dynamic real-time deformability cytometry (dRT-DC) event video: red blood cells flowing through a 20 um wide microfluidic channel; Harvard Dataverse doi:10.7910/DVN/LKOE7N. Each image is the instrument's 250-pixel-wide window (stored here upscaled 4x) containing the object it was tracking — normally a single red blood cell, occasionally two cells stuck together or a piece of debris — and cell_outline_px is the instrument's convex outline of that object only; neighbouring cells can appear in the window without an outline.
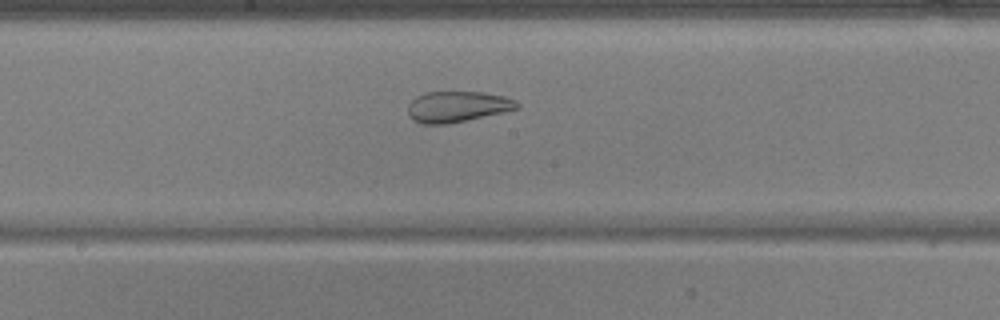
{"species": "common noctule bat (a hibernating species)", "species_latin": "Nyctalus noctula", "temperature_condition": "warm", "stored_images_in_passage": 48, "camera_frame_rate_fps": 3000, "um_per_image_px": 0.085, "animal": {"sex": "male", "body_mass_g": 17.9, "forearm_length_mm": 54.2}, "frame": {"image": 1, "passage_image": 27, "time_ms": 8.667, "image_size_px": [1000, 320], "cell_outline_px": [[520, 108], [504, 112], [448, 124], [424, 124], [412, 120], [408, 116], [408, 104], [416, 96], [428, 92], [480, 92], [504, 96], [516, 100], [520, 104]], "centroid_in_image_um": [38.87, 9.07], "position_along_channel_um": 209.3, "area_um2": 19.71}}
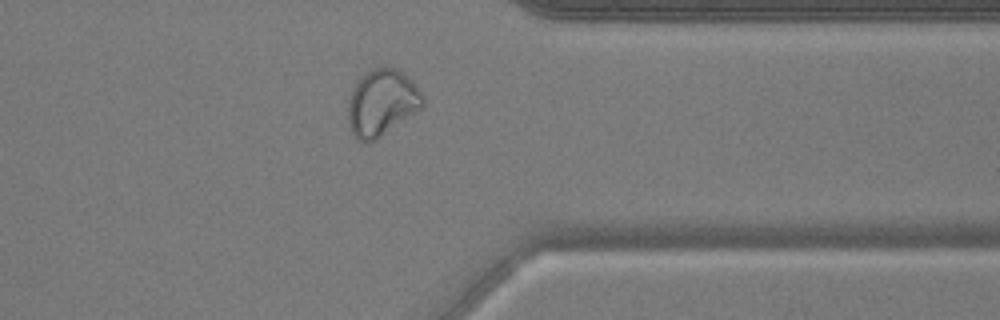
{"frame": {"image": 2, "passage_image": 41, "time_ms": 13.333, "image_size_px": [1000, 320], "cell_outline_px": [[424, 104], [420, 108], [376, 140], [368, 144], [364, 144], [356, 140], [352, 136], [348, 124], [348, 100], [352, 88], [356, 80], [364, 72], [372, 68], [396, 68], [404, 72], [412, 80], [424, 96]], "centroid_in_image_um": [32.4, 8.74], "position_along_channel_um": 379.0, "area_um2": 29.36}}
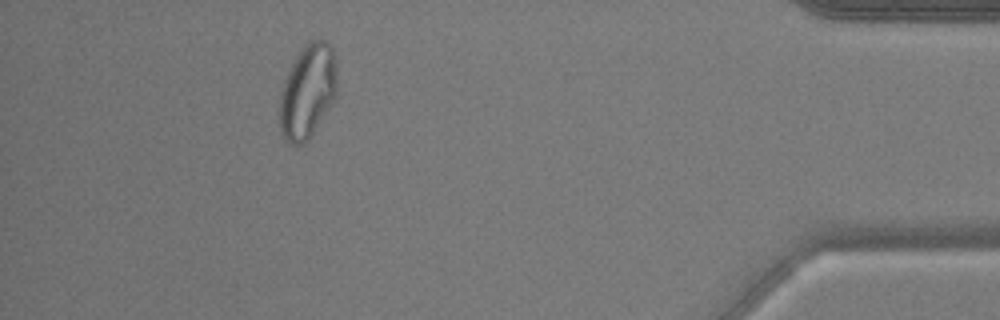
{"frame": {"image": 3, "passage_image": 47, "time_ms": 15.333, "image_size_px": [1000, 320], "cell_outline_px": [[336, 96], [308, 140], [304, 144], [292, 144], [284, 136], [280, 128], [280, 92], [284, 80], [300, 48], [308, 40], [320, 36], [332, 48], [336, 60]], "centroid_in_image_um": [26.16, 7.7], "position_along_channel_um": 409.0, "area_um2": 31.44}}